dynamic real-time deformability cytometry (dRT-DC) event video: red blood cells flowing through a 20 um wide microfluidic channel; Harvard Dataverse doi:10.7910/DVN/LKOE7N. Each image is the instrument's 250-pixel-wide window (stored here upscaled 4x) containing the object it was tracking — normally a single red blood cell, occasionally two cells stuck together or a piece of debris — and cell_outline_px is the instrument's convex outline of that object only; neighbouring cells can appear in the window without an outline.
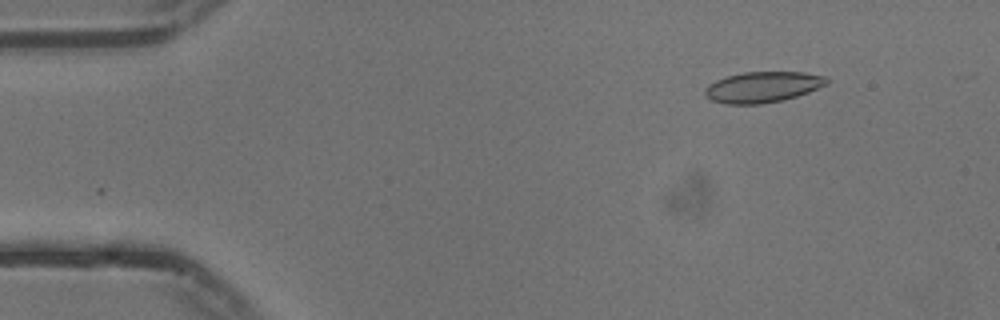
{"species": "common noctule bat (a hibernating species)", "species_latin": "Nyctalus noctula", "temperature_condition": "cold", "stored_images_in_passage": 51, "camera_frame_rate_fps": 3000, "um_per_image_px": 0.085, "animal": {"sex": "male", "body_mass_g": 13.3}, "frame": {"image": 1, "passage_image": 3, "time_ms": 0.667, "image_size_px": [1000, 320], "cell_outline_px": [[828, 84], [808, 92], [784, 100], [760, 104], [724, 104], [712, 100], [704, 92], [704, 88], [708, 84], [716, 80], [728, 76], [744, 72], [804, 72], [828, 76]], "centroid_in_image_um": [64.85, 7.39], "position_along_channel_um": 20.1, "area_um2": 21.91}}
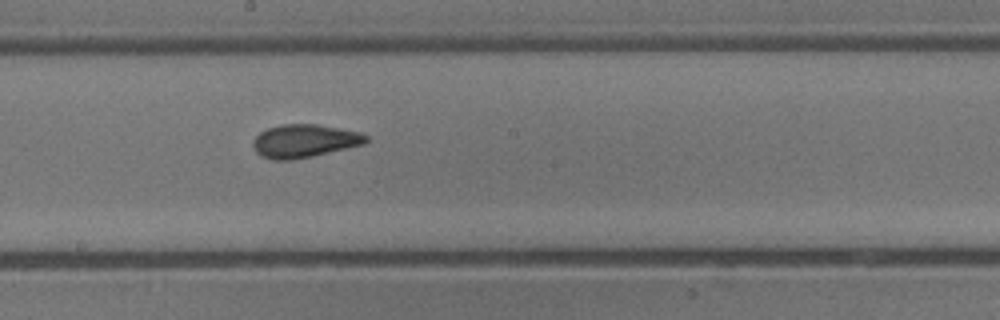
{"frame": {"image": 2, "passage_image": 26, "time_ms": 8.333, "image_size_px": [1000, 320], "cell_outline_px": [[368, 140], [364, 144], [312, 156], [292, 160], [272, 160], [260, 156], [256, 152], [252, 144], [252, 140], [260, 132], [268, 128], [280, 124], [316, 124], [360, 132], [368, 136]], "centroid_in_image_um": [25.84, 11.98], "position_along_channel_um": 222.4, "area_um2": 21.85}}
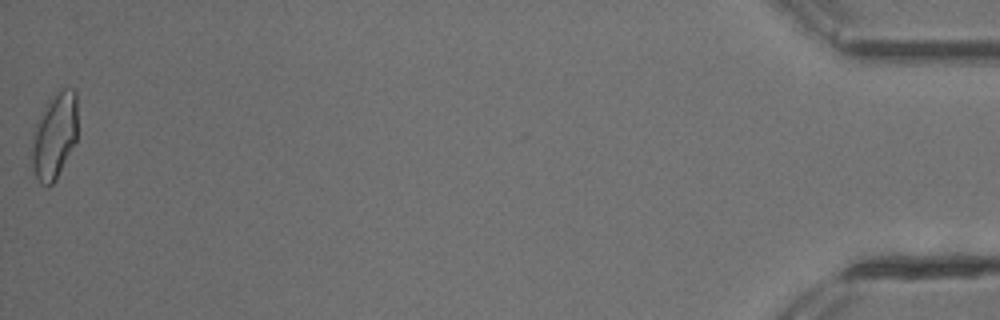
{"frame": {"image": 3, "passage_image": 51, "time_ms": 16.667, "image_size_px": [1000, 320], "cell_outline_px": [[76, 140], [56, 180], [48, 188], [44, 188], [40, 184], [32, 168], [28, 156], [32, 132], [48, 100], [64, 88], [72, 88], [76, 92]], "centroid_in_image_um": [4.57, 11.63], "position_along_channel_um": 430.6, "area_um2": 23.29}, "authors_computed_cell_mechanics": {"area_um2": 21.3282, "velocity_mm_per_s": 3.7527, "shape_relaxation_time_tau1_ms": 8.1809, "shape_relaxation_time_tau2_ms": 1.8875, "deformation_change_tau1": 0.1823, "deformation_change_tau2": 0.0721}}